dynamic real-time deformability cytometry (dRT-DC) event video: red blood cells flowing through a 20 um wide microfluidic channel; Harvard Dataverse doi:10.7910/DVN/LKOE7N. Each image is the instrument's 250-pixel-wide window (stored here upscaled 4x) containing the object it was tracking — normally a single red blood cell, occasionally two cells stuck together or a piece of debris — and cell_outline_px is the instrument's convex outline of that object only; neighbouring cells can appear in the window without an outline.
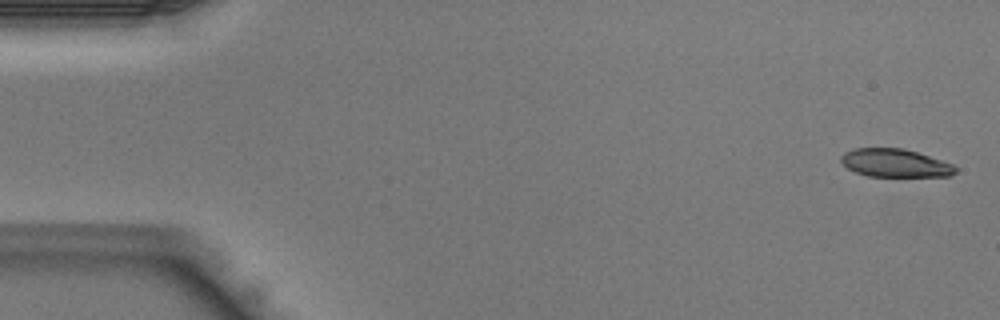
{"species": "Egyptian fruit bat (a non-hibernating species)", "species_latin": "Rousettus aegyptiacus", "temperature_condition": "warm", "stored_images_in_passage": 42, "camera_frame_rate_fps": 3000, "um_per_image_px": 0.085, "animal": {"sex": "male"}, "frame": {"image": 1, "passage_image": 1, "time_ms": 0.0, "image_size_px": [1000, 320], "cell_outline_px": [[956, 172], [952, 176], [868, 176], [856, 172], [848, 168], [840, 160], [840, 156], [844, 152], [856, 148], [904, 148], [952, 164], [956, 168]], "centroid_in_image_um": [76.06, 13.86], "position_along_channel_um": 8.9, "area_um2": 18.55}}
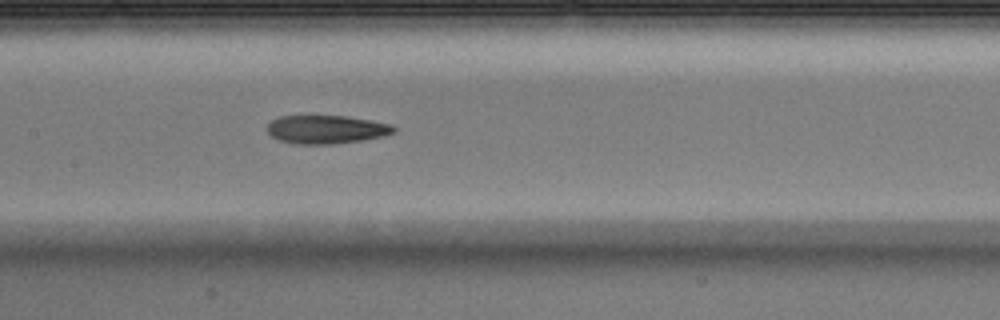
{"frame": {"image": 2, "passage_image": 20, "time_ms": 6.333, "image_size_px": [1000, 320], "cell_outline_px": [[396, 132], [384, 136], [364, 140], [332, 144], [296, 144], [280, 140], [272, 136], [264, 128], [272, 120], [280, 116], [344, 116], [392, 124], [396, 128]], "centroid_in_image_um": [27.74, 11.01], "position_along_channel_um": 179.7, "area_um2": 20.98}}
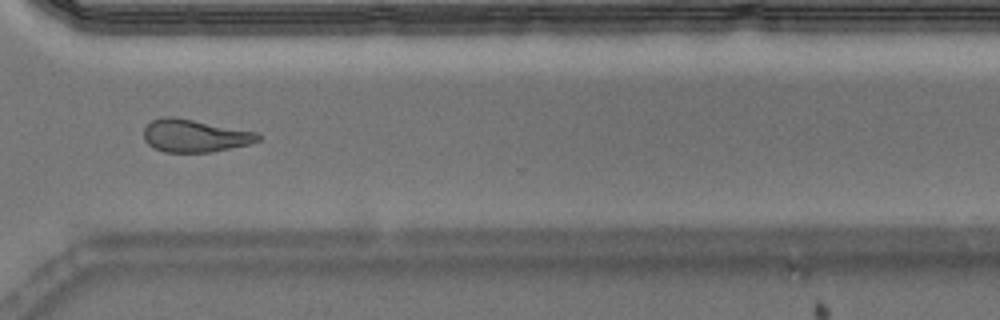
{"frame": {"image": 3, "passage_image": 31, "time_ms": 10.0, "image_size_px": [1000, 320], "cell_outline_px": [[260, 140], [248, 144], [212, 152], [164, 152], [148, 144], [144, 140], [144, 128], [152, 120], [160, 116], [176, 116], [260, 132]], "centroid_in_image_um": [16.57, 11.51], "position_along_channel_um": 354.0, "area_um2": 22.08}}